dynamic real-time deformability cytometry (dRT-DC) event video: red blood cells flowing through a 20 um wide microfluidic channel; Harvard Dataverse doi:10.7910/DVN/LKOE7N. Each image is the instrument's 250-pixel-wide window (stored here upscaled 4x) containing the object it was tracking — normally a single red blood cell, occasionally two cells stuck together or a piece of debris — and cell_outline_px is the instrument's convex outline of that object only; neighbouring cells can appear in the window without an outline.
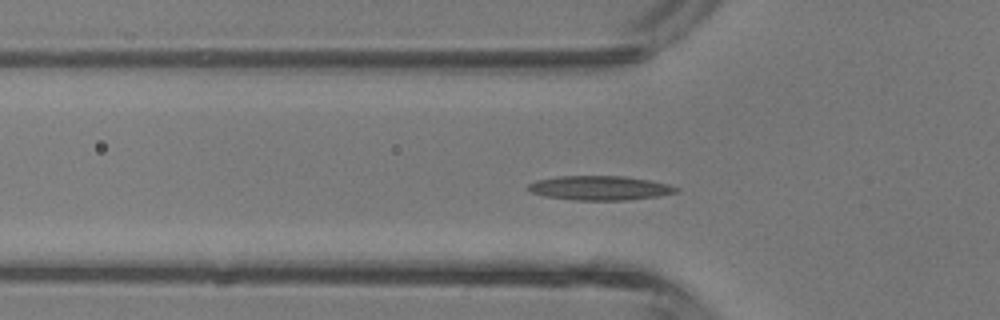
{"species": "common noctule bat (a hibernating species)", "species_latin": "Nyctalus noctula", "temperature_condition": "room temperature", "stored_images_in_passage": 33, "camera_frame_rate_fps": 3000, "um_per_image_px": 0.085, "animal": {"sex": "male", "body_mass_g": 13.3}, "frame": {"image": 1, "passage_image": 4, "time_ms": 1.0, "image_size_px": [1000, 320], "cell_outline_px": [[680, 192], [660, 196], [628, 200], [572, 200], [544, 196], [532, 192], [524, 188], [528, 184], [536, 180], [556, 176], [624, 176], [648, 180], [668, 184], [680, 188]], "centroid_in_image_um": [50.98, 15.98], "position_along_channel_um": 74.8, "area_um2": 21.21}}
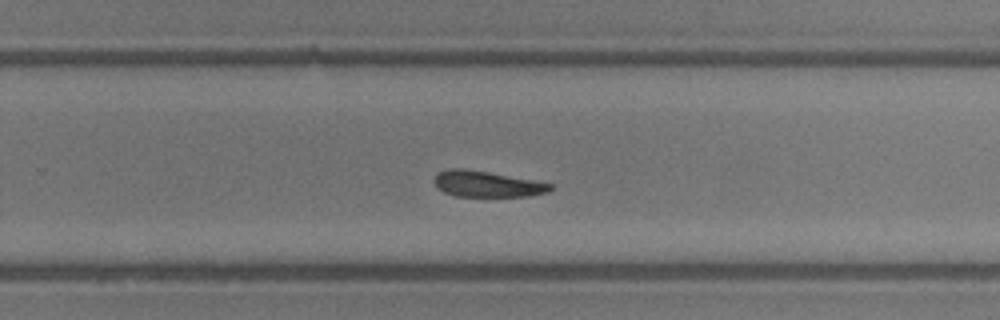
{"frame": {"image": 2, "passage_image": 17, "time_ms": 5.333, "image_size_px": [1000, 320], "cell_outline_px": [[556, 188], [548, 192], [528, 196], [456, 196], [444, 192], [436, 188], [432, 180], [436, 172], [448, 168], [464, 168], [488, 172], [532, 180], [552, 184]], "centroid_in_image_um": [41.33, 15.63], "position_along_channel_um": 288.5, "area_um2": 17.74}}
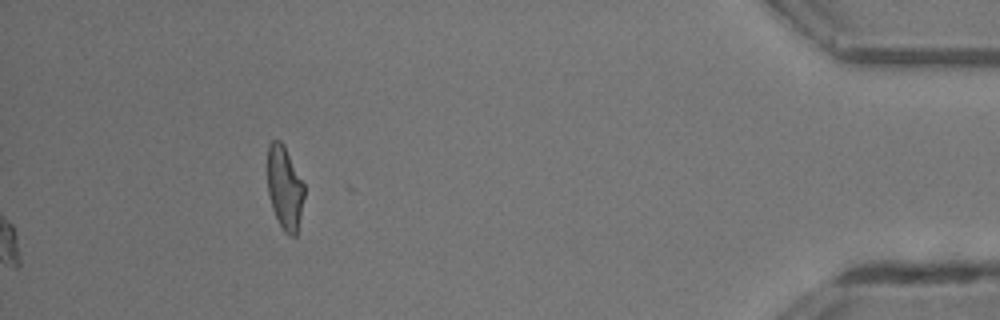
{"frame": {"image": 3, "passage_image": 33, "time_ms": 10.667, "image_size_px": [1000, 320], "cell_outline_px": [[304, 196], [296, 236], [288, 236], [284, 232], [272, 208], [268, 192], [268, 144], [272, 140], [280, 140], [284, 144], [304, 184]], "centroid_in_image_um": [24.2, 15.95], "position_along_channel_um": 411.0, "area_um2": 17.74}}